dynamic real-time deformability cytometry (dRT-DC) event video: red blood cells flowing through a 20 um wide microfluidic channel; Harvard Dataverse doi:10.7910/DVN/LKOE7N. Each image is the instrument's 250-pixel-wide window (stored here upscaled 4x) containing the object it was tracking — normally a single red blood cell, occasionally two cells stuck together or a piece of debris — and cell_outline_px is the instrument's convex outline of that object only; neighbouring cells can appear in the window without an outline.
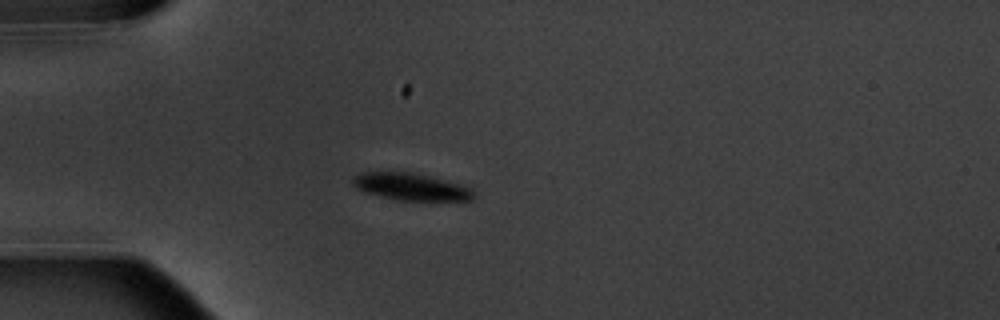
{"species": "common noctule bat (a hibernating species)", "species_latin": "Nyctalus noctula", "temperature_condition": "warm", "stored_images_in_passage": 4, "camera_frame_rate_fps": 3000, "um_per_image_px": 0.085, "animal": {"sex": "male", "body_mass_g": 20.1, "forearm_length_mm": 53.5}, "frame": {"image": 1, "passage_image": 4, "time_ms": 4.333, "image_size_px": [1000, 320], "cell_outline_px": [[476, 196], [472, 200], [392, 200], [364, 192], [356, 188], [352, 184], [352, 176], [360, 172], [412, 172], [460, 184], [468, 188]], "centroid_in_image_um": [34.84, 15.87], "position_along_channel_um": 50.2, "area_um2": 19.07}}